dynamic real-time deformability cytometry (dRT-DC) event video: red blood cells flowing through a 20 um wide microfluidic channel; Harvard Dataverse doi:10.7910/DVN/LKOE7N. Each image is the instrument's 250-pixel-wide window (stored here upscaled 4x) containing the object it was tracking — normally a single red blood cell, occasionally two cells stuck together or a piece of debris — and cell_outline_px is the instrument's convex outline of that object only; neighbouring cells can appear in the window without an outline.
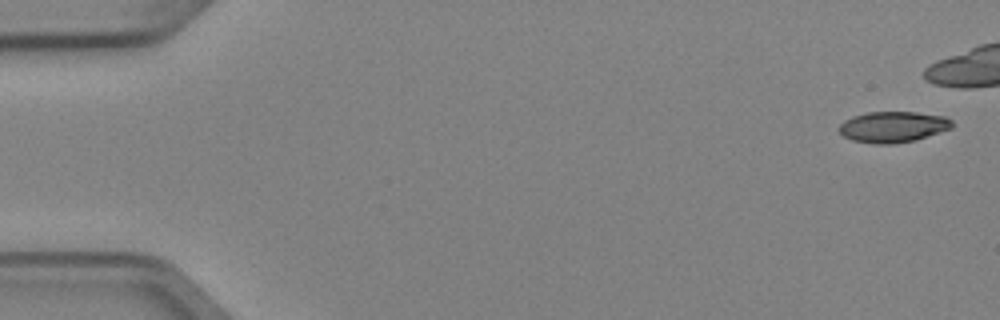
{"species": "Egyptian fruit bat (a non-hibernating species)", "species_latin": "Rousettus aegyptiacus", "temperature_condition": "cold", "stored_images_in_passage": 7, "camera_frame_rate_fps": 3000, "um_per_image_px": 0.085, "animal": {"sex": "female"}, "frame": {"image": 1, "passage_image": 1, "time_ms": 0.0, "image_size_px": [1000, 320], "cell_outline_px": [[952, 128], [916, 140], [892, 144], [876, 144], [852, 140], [844, 136], [836, 128], [844, 120], [852, 116], [868, 112], [916, 112], [944, 116], [952, 120]], "centroid_in_image_um": [75.88, 10.78], "position_along_channel_um": 9.1, "area_um2": 20.46}}